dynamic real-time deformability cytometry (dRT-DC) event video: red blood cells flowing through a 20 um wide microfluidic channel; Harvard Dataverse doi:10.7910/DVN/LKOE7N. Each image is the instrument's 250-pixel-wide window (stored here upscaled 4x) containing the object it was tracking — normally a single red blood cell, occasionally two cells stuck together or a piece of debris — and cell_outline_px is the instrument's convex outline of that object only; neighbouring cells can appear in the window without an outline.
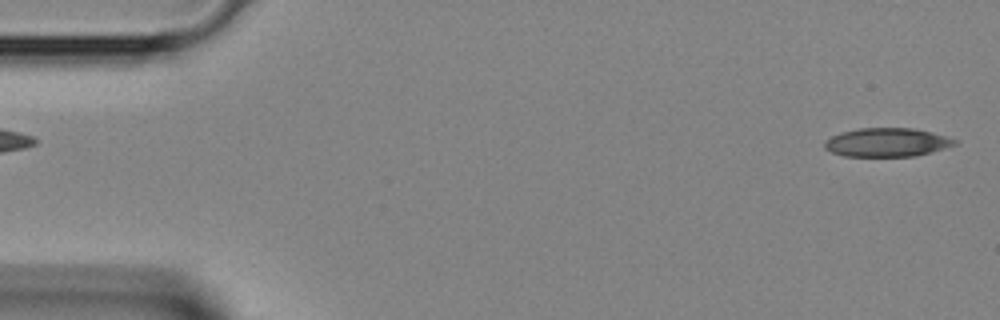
{"species": "Egyptian fruit bat (a non-hibernating species)", "species_latin": "Rousettus aegyptiacus", "temperature_condition": "room temperature", "stored_images_in_passage": 4, "segment_of_instrument_passage": [2, 2], "camera_frame_rate_fps": 3000, "um_per_image_px": 0.085, "animal": {"sex": "female"}, "frame": {"image": 1, "passage_image": 4, "time_ms": 1.0, "image_size_px": [1000, 320], "cell_outline_px": [[960, 144], [912, 156], [844, 156], [832, 152], [824, 148], [824, 144], [832, 136], [840, 132], [860, 128], [912, 128], [944, 136], [956, 140]], "centroid_in_image_um": [75.37, 12.1], "position_along_channel_um": 9.6, "area_um2": 21.39}}